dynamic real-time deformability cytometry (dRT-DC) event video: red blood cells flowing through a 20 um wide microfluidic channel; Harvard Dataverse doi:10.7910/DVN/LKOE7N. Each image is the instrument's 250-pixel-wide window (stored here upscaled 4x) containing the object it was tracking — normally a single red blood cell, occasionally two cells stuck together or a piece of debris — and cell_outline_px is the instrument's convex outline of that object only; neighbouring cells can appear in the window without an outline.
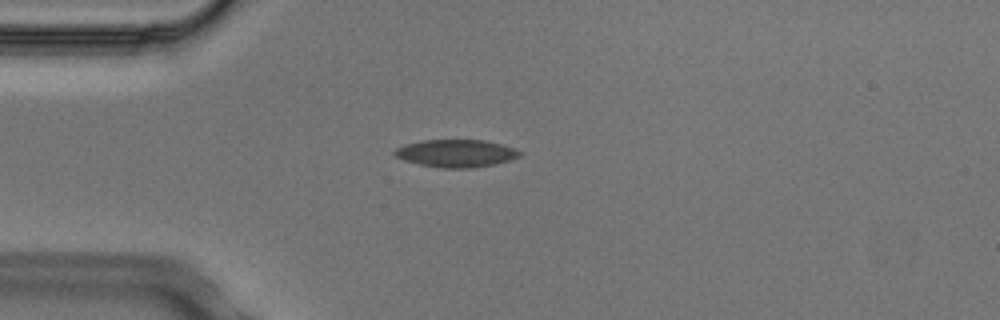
{"species": "Egyptian fruit bat (a non-hibernating species)", "species_latin": "Rousettus aegyptiacus", "temperature_condition": "cold", "stored_images_in_passage": 2, "camera_frame_rate_fps": 3000, "um_per_image_px": 0.085, "animal": {"sex": "male"}, "frame": {"image": 1, "passage_image": 2, "time_ms": 0.333, "image_size_px": [1000, 320], "cell_outline_px": [[520, 156], [508, 160], [492, 164], [472, 168], [444, 168], [420, 164], [404, 160], [396, 156], [392, 152], [396, 148], [404, 144], [420, 140], [488, 140], [516, 148], [520, 152]], "centroid_in_image_um": [38.75, 13.01], "position_along_channel_um": 46.3, "area_um2": 20.06}}